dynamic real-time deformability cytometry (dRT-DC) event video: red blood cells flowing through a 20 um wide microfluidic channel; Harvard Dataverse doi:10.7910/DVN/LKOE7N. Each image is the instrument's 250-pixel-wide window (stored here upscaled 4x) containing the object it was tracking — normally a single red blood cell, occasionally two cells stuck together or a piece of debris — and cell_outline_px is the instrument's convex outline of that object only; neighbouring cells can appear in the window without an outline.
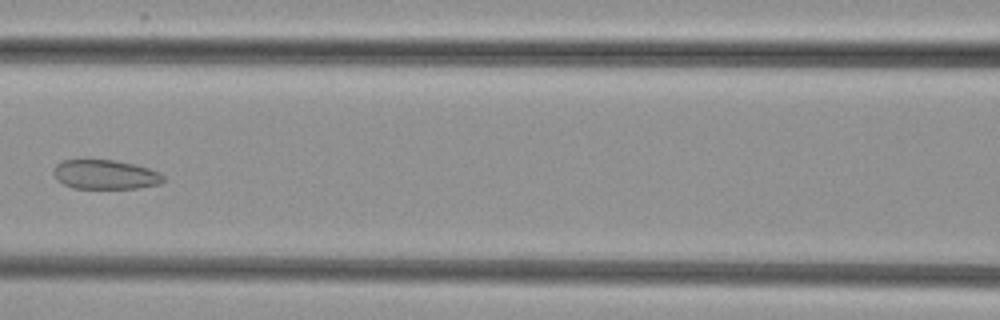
{"species": "common noctule bat (a hibernating species)", "species_latin": "Nyctalus noctula", "temperature_condition": "cold", "stored_images_in_passage": 7, "camera_frame_rate_fps": 3000, "um_per_image_px": 0.085, "animal": {"sex": "female", "body_mass_g": 29.2, "forearm_length_mm": 56.3}, "frame": {"image": 1, "passage_image": 6, "time_ms": 6.0, "image_size_px": [1000, 320], "cell_outline_px": [[168, 180], [160, 184], [136, 188], [72, 188], [56, 180], [52, 172], [56, 164], [60, 160], [112, 160], [132, 164], [148, 168], [160, 172]], "centroid_in_image_um": [8.95, 14.84], "position_along_channel_um": 157.7, "area_um2": 18.9}}
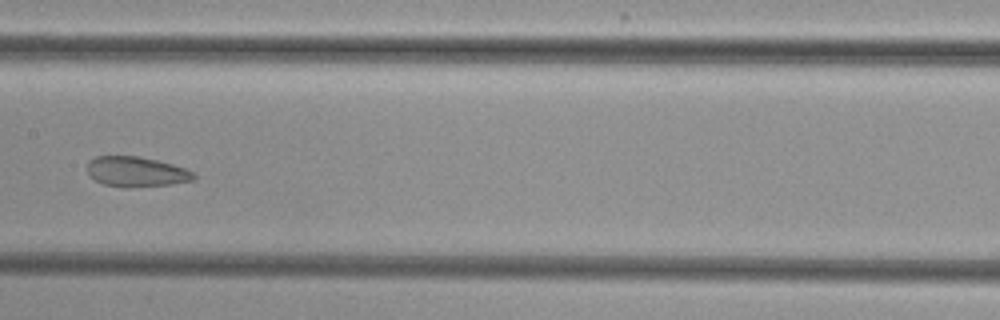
{"frame": {"image": 2, "passage_image": 7, "time_ms": 7.0, "image_size_px": [1000, 320], "cell_outline_px": [[196, 180], [168, 184], [128, 188], [104, 184], [88, 176], [88, 160], [96, 156], [140, 156], [172, 164], [184, 168], [192, 172], [196, 176]], "centroid_in_image_um": [11.56, 14.59], "position_along_channel_um": 195.8, "area_um2": 18.67}}